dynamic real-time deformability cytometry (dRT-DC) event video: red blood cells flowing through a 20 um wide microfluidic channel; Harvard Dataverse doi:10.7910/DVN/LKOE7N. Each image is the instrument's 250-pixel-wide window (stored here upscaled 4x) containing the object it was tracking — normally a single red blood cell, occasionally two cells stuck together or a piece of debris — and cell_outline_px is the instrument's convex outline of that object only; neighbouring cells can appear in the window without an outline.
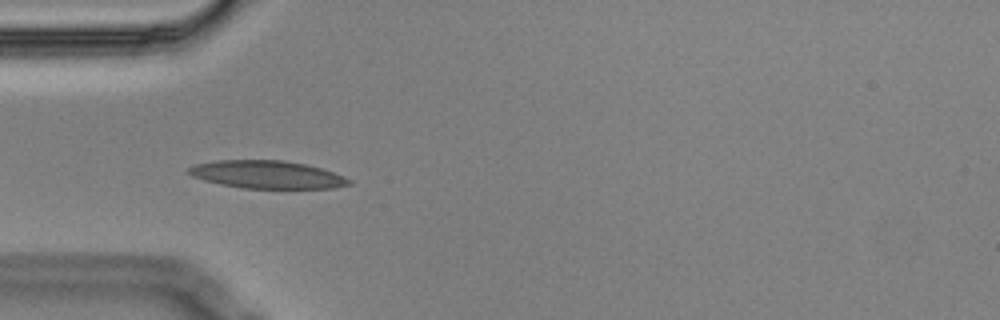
{"species": "Egyptian fruit bat (a non-hibernating species)", "species_latin": "Rousettus aegyptiacus", "temperature_condition": "cold", "stored_images_in_passage": 4, "camera_frame_rate_fps": 3000, "um_per_image_px": 0.085, "animal": {"sex": "male"}, "frame": {"image": 1, "passage_image": 3, "time_ms": 0.667, "image_size_px": [1000, 320], "cell_outline_px": [[352, 184], [332, 188], [244, 188], [220, 184], [204, 180], [192, 176], [188, 172], [188, 168], [196, 164], [216, 160], [284, 160], [304, 164], [320, 168], [344, 176], [352, 180]], "centroid_in_image_um": [22.7, 14.84], "position_along_channel_um": 62.3, "area_um2": 25.84}}
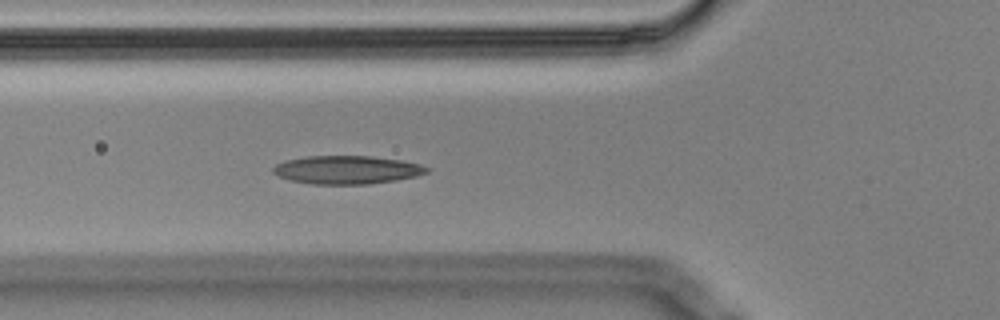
{"frame": {"image": 2, "passage_image": 4, "time_ms": 1.0, "image_size_px": [1000, 320], "cell_outline_px": [[428, 172], [416, 176], [396, 180], [368, 184], [312, 184], [292, 180], [280, 176], [272, 172], [272, 168], [276, 164], [284, 160], [308, 156], [372, 156], [400, 160], [420, 164], [428, 168]], "centroid_in_image_um": [29.47, 14.43], "position_along_channel_um": 96.3, "area_um2": 25.2}}